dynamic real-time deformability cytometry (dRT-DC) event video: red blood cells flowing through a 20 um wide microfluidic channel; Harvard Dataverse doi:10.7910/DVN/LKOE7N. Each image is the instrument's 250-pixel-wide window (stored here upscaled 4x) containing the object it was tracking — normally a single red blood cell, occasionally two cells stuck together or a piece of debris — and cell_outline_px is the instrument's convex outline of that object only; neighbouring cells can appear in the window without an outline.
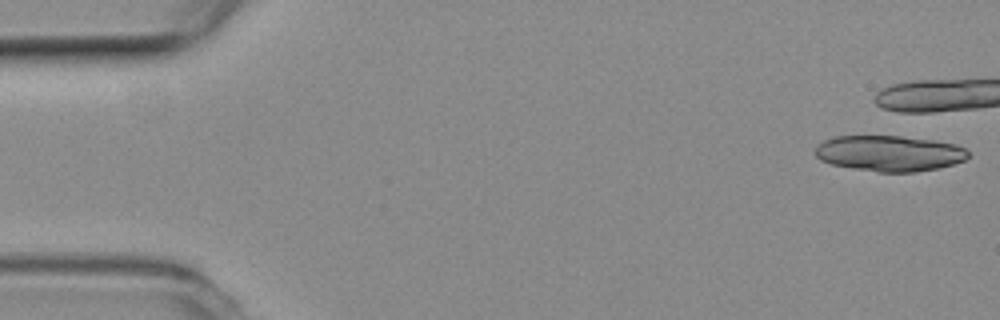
{"species": "common noctule bat (a hibernating species)", "species_latin": "Nyctalus noctula", "temperature_condition": "room temperature", "stored_images_in_passage": 7, "camera_frame_rate_fps": 3000, "um_per_image_px": 0.085, "animal": {"sex": "female", "body_mass_g": 19.3, "forearm_length_mm": 54.1}, "frame": {"image": 1, "passage_image": 1, "time_ms": 0.0, "image_size_px": [1000, 320], "cell_outline_px": [[968, 156], [964, 160], [940, 168], [916, 172], [880, 172], [852, 168], [832, 164], [820, 160], [816, 156], [816, 144], [824, 140], [836, 136], [900, 136], [932, 140], [956, 144], [964, 148], [968, 152]], "centroid_in_image_um": [75.59, 13.03], "position_along_channel_um": 9.4, "area_um2": 31.85}}
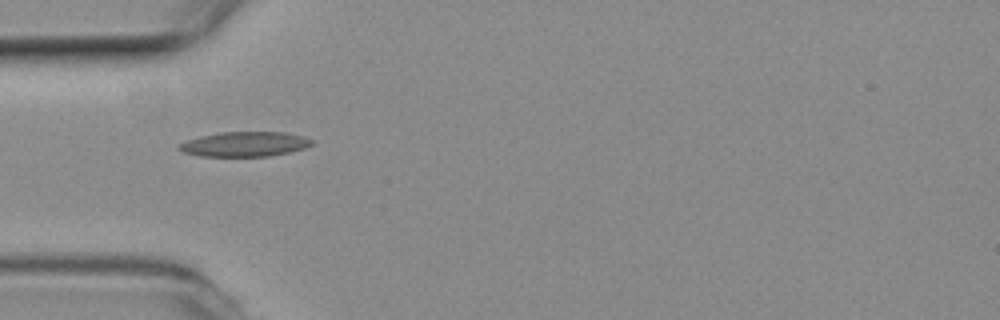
{"frame": {"image": 2, "passage_image": 6, "time_ms": 1.667, "image_size_px": [1000, 320], "cell_outline_px": [[312, 144], [304, 148], [288, 152], [268, 156], [200, 156], [184, 152], [176, 148], [180, 144], [188, 140], [200, 136], [220, 132], [284, 132], [304, 136], [312, 140]], "centroid_in_image_um": [20.79, 12.24], "position_along_channel_um": 64.2, "area_um2": 19.02}}
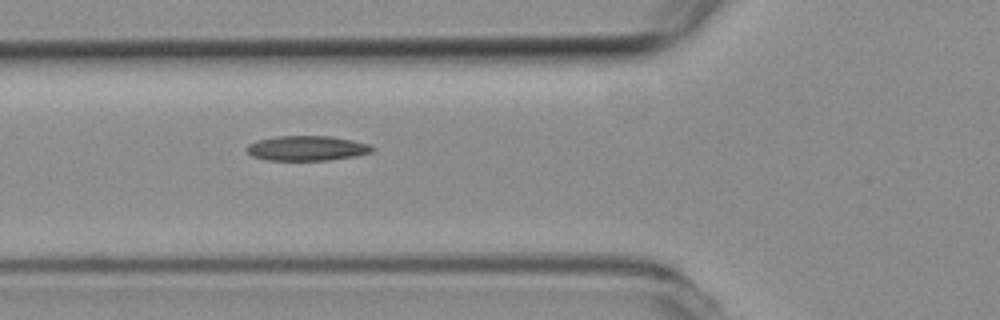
{"frame": {"image": 3, "passage_image": 7, "time_ms": 2.0, "image_size_px": [1000, 320], "cell_outline_px": [[376, 148], [372, 152], [356, 156], [328, 160], [268, 160], [252, 156], [244, 148], [248, 144], [256, 140], [276, 136], [332, 136], [352, 140], [368, 144]], "centroid_in_image_um": [26.07, 12.59], "position_along_channel_um": 99.7, "area_um2": 18.32}}